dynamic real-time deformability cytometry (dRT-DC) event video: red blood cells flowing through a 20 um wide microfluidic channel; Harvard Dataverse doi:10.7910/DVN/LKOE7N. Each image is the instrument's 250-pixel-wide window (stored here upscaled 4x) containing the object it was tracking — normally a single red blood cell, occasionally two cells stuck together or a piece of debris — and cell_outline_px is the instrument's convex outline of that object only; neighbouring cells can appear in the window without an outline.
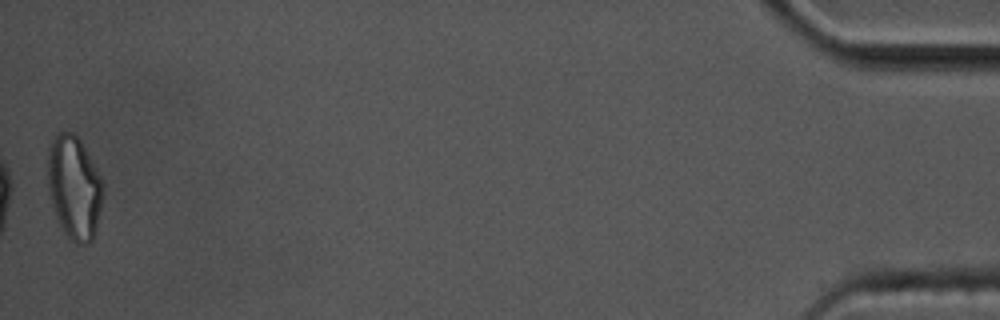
{"species": "common noctule bat (a hibernating species)", "species_latin": "Nyctalus noctula", "temperature_condition": "cold", "stored_images_in_passage": 42, "camera_frame_rate_fps": 3000, "um_per_image_px": 0.085, "animal": {"sex": "male", "body_mass_g": 17.5, "forearm_length_mm": 52.3}, "frame": {"image": 1, "passage_image": 42, "time_ms": 13.667, "image_size_px": [1000, 320], "cell_outline_px": [[104, 184], [96, 232], [92, 240], [88, 244], [76, 244], [60, 228], [48, 192], [48, 148], [52, 140], [60, 132], [72, 132], [80, 140], [96, 168]], "centroid_in_image_um": [6.3, 15.96], "position_along_channel_um": 428.9, "area_um2": 33.18}, "authors_computed_cell_mechanics": {"area_um2": 23.2067, "velocity_mm_per_s": 3.4446, "shape_relaxation_time_tau1_ms": 10.4486, "shape_relaxation_time_tau2_ms": 3.4081, "deformation_change_tau1": 0.2264, "deformation_change_tau2": 0.1179}}